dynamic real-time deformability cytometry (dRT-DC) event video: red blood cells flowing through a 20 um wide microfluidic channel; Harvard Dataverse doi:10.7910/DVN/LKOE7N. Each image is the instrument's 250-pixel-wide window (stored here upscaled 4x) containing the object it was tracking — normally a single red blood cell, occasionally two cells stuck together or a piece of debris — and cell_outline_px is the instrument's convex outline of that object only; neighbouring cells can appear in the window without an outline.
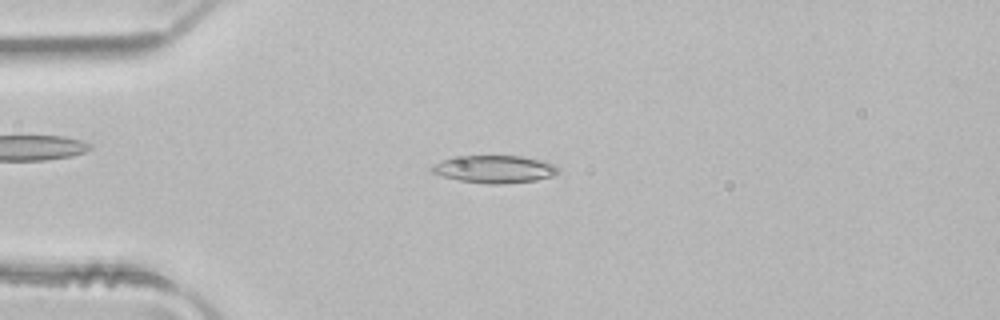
{"species": "common noctule bat (a hibernating species)", "species_latin": "Nyctalus noctula", "temperature_condition": "room temperature", "stored_images_in_passage": 6, "camera_frame_rate_fps": 3000, "um_per_image_px": 0.085, "animal": {"sex": "male", "body_mass_g": 21.5, "forearm_length_mm": 52.0}, "frame": {"image": 1, "passage_image": 4, "time_ms": 1.0, "image_size_px": [1000, 320], "cell_outline_px": [[560, 168], [552, 176], [536, 180], [500, 184], [492, 184], [460, 180], [444, 176], [432, 172], [432, 164], [444, 160], [464, 156], [520, 156], [556, 164]], "centroid_in_image_um": [42.07, 14.38], "position_along_channel_um": 42.9, "area_um2": 19.83}}
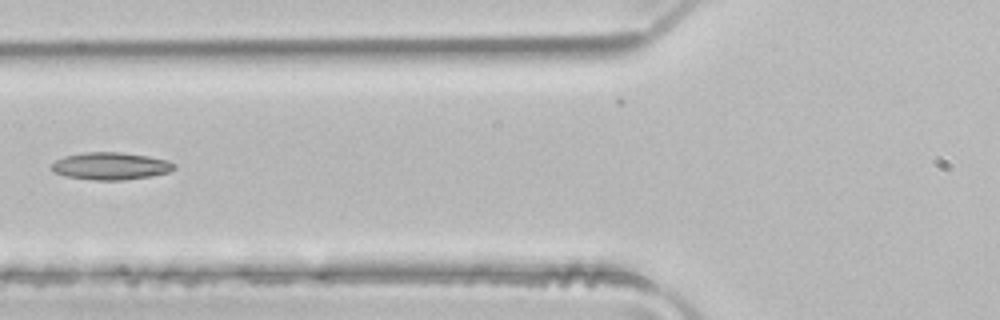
{"frame": {"image": 2, "passage_image": 6, "time_ms": 1.667, "image_size_px": [1000, 320], "cell_outline_px": [[176, 168], [168, 172], [152, 176], [124, 180], [92, 180], [68, 176], [52, 172], [48, 168], [48, 164], [64, 156], [84, 152], [120, 152], [148, 156], [168, 160], [176, 164]], "centroid_in_image_um": [9.37, 14.11], "position_along_channel_um": 116.4, "area_um2": 19.83}}